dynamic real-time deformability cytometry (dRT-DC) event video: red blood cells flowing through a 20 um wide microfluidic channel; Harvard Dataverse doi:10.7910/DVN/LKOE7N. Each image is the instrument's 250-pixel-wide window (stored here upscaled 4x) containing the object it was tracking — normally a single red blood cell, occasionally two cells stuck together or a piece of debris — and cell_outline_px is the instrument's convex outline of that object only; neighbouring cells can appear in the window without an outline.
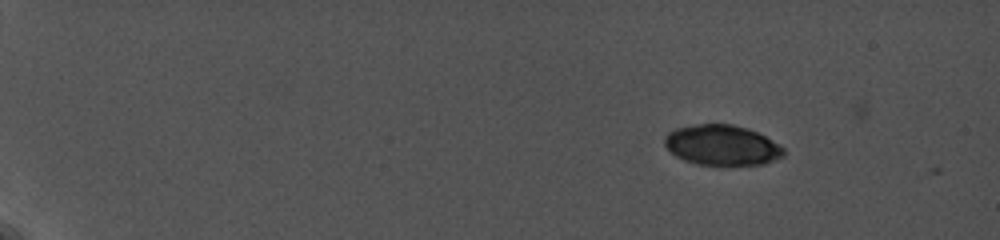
{"species": "common noctule bat (a hibernating species)", "species_latin": "Nyctalus noctula", "temperature_condition": "cold", "stored_images_in_passage": 5, "camera_frame_rate_fps": 5000, "um_per_image_px": 0.085, "animal": {"sex": "female", "body_mass_g": 19.0, "forearm_length_mm": 56.7}, "frame": {"image": 1, "passage_image": 1, "time_ms": 0.0, "image_size_px": [1000, 240], "cell_outline_px": [[784, 156], [764, 164], [720, 168], [696, 164], [684, 160], [676, 156], [664, 144], [664, 136], [668, 132], [676, 128], [696, 124], [732, 124], [748, 128], [780, 144], [784, 148]], "centroid_in_image_um": [61.38, 12.38], "position_along_channel_um": 23.6, "area_um2": 28.78}}